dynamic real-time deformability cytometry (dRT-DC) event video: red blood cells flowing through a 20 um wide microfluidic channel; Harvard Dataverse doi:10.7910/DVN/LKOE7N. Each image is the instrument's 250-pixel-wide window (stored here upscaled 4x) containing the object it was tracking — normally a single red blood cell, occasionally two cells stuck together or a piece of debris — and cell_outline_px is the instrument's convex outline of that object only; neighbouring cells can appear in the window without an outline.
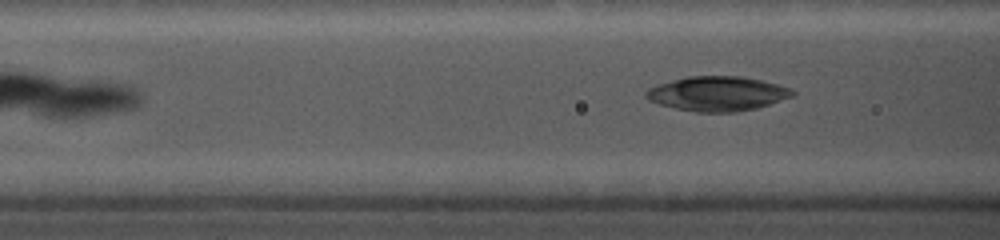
{"species": "common noctule bat (a hibernating species)", "species_latin": "Nyctalus noctula", "temperature_condition": "cold", "stored_images_in_passage": 11, "camera_frame_rate_fps": 5000, "um_per_image_px": 0.085, "animal": {"sex": "female", "body_mass_g": 19.0, "forearm_length_mm": 56.7}, "frame": {"image": 1, "passage_image": 8, "time_ms": 1.4, "image_size_px": [1000, 240], "cell_outline_px": [[796, 96], [756, 108], [736, 112], [696, 112], [676, 108], [660, 104], [648, 100], [644, 96], [644, 92], [648, 88], [656, 84], [688, 76], [744, 76], [792, 88], [796, 92]], "centroid_in_image_um": [60.99, 7.96], "position_along_channel_um": 105.6, "area_um2": 29.71}}